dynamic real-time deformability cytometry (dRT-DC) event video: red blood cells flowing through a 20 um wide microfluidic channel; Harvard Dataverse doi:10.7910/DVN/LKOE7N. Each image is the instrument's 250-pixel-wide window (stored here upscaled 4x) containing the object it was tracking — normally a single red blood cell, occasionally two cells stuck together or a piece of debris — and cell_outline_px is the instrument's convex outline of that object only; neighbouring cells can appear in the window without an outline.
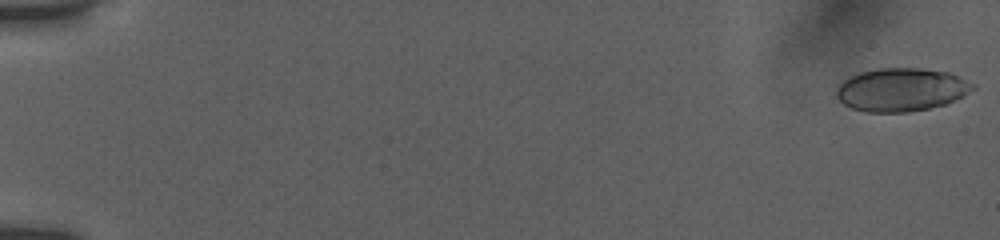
{"species": "human", "species_latin": "Homo sapiens", "temperature_condition": "room temperature", "stored_images_in_passage": 42, "camera_frame_rate_fps": 3000, "um_per_image_px": 0.085, "donor": {"sex": "female"}, "frame": {"image": 1, "passage_image": 1, "time_ms": 0.0, "image_size_px": [1000, 240], "cell_outline_px": [[976, 88], [944, 104], [928, 108], [908, 112], [864, 112], [852, 108], [844, 104], [836, 96], [836, 88], [848, 76], [860, 72], [880, 68], [920, 68], [948, 72], [976, 84]], "centroid_in_image_um": [76.57, 7.61], "position_along_channel_um": 8.4, "area_um2": 34.16}}
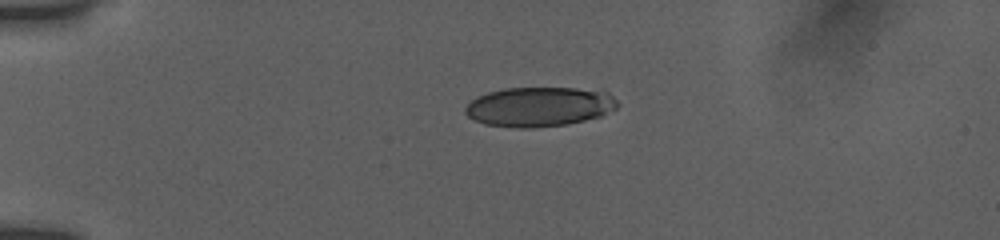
{"frame": {"image": 2, "passage_image": 21, "time_ms": 4.333, "image_size_px": [1000, 240], "cell_outline_px": [[620, 104], [616, 108], [600, 116], [568, 124], [532, 128], [520, 128], [484, 124], [468, 116], [464, 112], [464, 108], [476, 96], [488, 92], [504, 88], [576, 88], [608, 92]], "centroid_in_image_um": [45.82, 9.07], "position_along_channel_um": 39.2, "area_um2": 35.08}}